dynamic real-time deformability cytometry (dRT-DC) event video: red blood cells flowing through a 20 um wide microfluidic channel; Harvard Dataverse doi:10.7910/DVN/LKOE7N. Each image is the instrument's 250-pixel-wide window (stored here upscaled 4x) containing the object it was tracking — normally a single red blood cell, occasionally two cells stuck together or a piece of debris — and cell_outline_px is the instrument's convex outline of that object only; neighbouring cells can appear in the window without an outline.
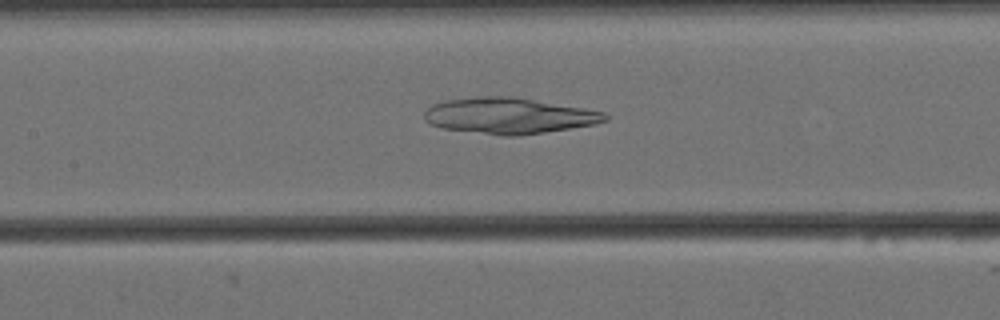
{"species": "Egyptian fruit bat (a non-hibernating species)", "species_latin": "Rousettus aegyptiacus", "temperature_condition": "cold", "stored_images_in_passage": 57, "camera_frame_rate_fps": 3000, "um_per_image_px": 0.085, "animal": {"sex": "female"}, "frame": {"image": 1, "passage_image": 25, "time_ms": 8.0, "image_size_px": [1000, 320], "cell_outline_px": [[608, 120], [592, 124], [520, 136], [504, 136], [440, 128], [428, 124], [424, 120], [424, 112], [432, 104], [444, 100], [476, 96], [512, 96], [584, 108], [604, 112], [608, 116]], "centroid_in_image_um": [43.18, 9.83], "position_along_channel_um": 164.2, "area_um2": 37.97}}
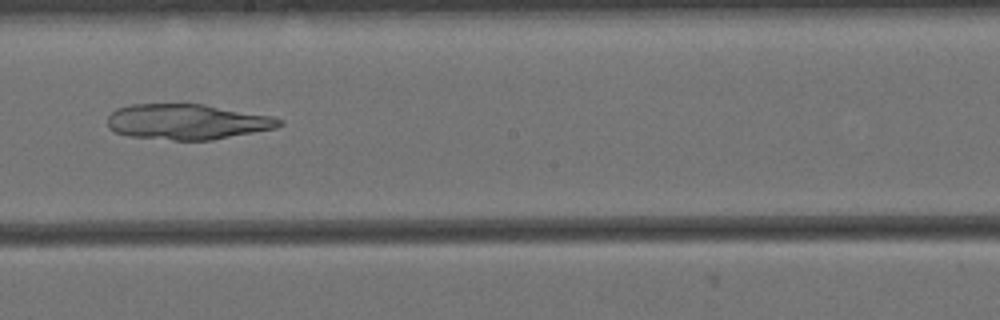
{"frame": {"image": 2, "passage_image": 31, "time_ms": 10.0, "image_size_px": [1000, 320], "cell_outline_px": [[284, 124], [276, 128], [212, 140], [172, 140], [128, 136], [116, 132], [108, 128], [108, 116], [116, 108], [132, 104], [204, 104], [272, 116], [284, 120]], "centroid_in_image_um": [15.92, 10.35], "position_along_channel_um": 232.3, "area_um2": 35.6}}
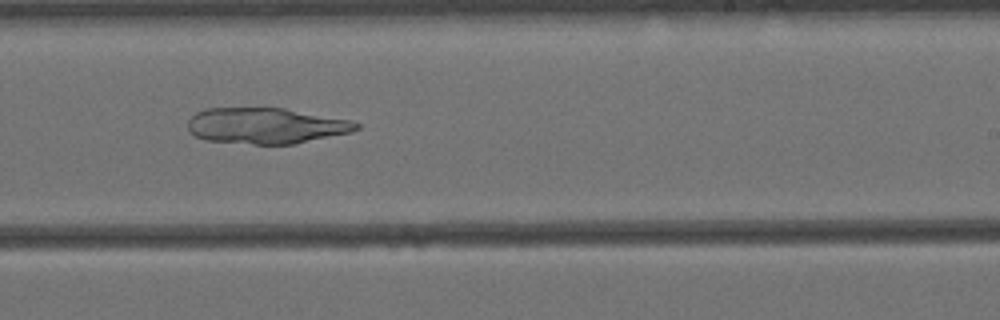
{"frame": {"image": 3, "passage_image": 34, "time_ms": 11.0, "image_size_px": [1000, 320], "cell_outline_px": [[360, 128], [352, 132], [292, 144], [252, 144], [208, 140], [196, 136], [188, 128], [188, 120], [196, 112], [204, 108], [284, 108], [352, 120], [360, 124]], "centroid_in_image_um": [22.63, 10.68], "position_along_channel_um": 266.4, "area_um2": 35.14}}